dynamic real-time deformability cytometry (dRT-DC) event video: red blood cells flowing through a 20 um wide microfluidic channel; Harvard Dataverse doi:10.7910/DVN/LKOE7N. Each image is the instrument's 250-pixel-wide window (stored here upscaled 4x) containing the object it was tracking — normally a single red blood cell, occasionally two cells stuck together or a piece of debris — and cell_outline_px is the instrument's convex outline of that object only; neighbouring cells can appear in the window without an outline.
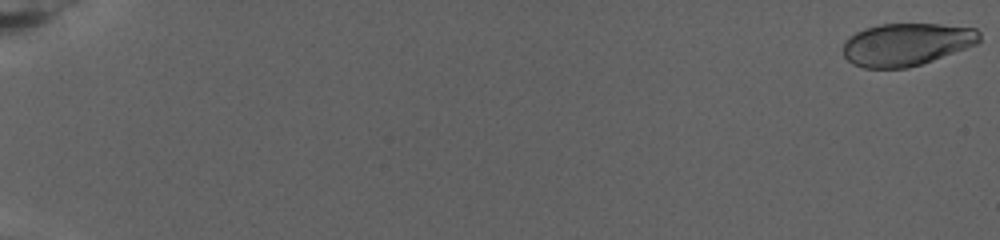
{"species": "human", "species_latin": "Homo sapiens", "temperature_condition": "warm", "stored_images_in_passage": 82, "camera_frame_rate_fps": 3000, "um_per_image_px": 0.085, "donor": {"sex": "female"}, "frame": {"image": 1, "passage_image": 1, "time_ms": 0.0, "image_size_px": [1000, 240], "cell_outline_px": [[980, 40], [976, 44], [932, 60], [908, 68], [864, 68], [852, 64], [844, 56], [844, 40], [848, 36], [864, 28], [880, 24], [940, 24], [976, 28], [980, 32]], "centroid_in_image_um": [77.02, 3.76], "position_along_channel_um": 8.0, "area_um2": 33.81}}
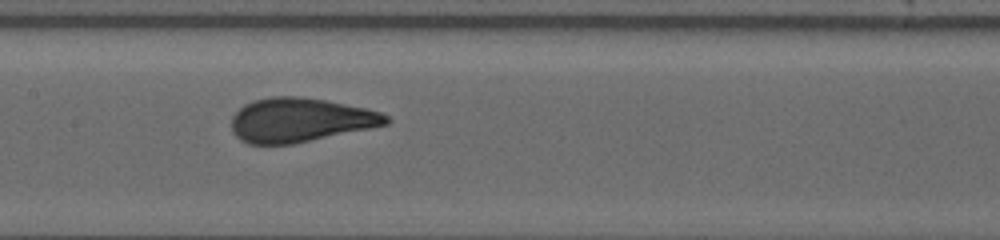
{"frame": {"image": 2, "passage_image": 45, "time_ms": 14.667, "image_size_px": [1000, 240], "cell_outline_px": [[392, 120], [388, 124], [292, 144], [248, 144], [240, 140], [232, 132], [232, 116], [244, 104], [252, 100], [272, 96], [296, 96], [324, 100], [364, 108], [380, 112], [388, 116]], "centroid_in_image_um": [25.47, 10.2], "position_along_channel_um": 181.9, "area_um2": 39.48}}
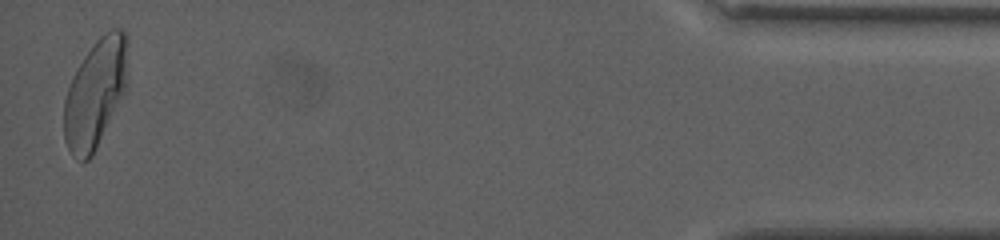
{"frame": {"image": 3, "passage_image": 81, "time_ms": 26.667, "image_size_px": [1000, 240], "cell_outline_px": [[128, 84], [92, 156], [84, 164], [80, 164], [72, 156], [64, 140], [64, 100], [72, 76], [84, 56], [96, 40], [100, 36], [112, 28], [120, 28], [128, 32]], "centroid_in_image_um": [8.12, 7.92], "position_along_channel_um": 427.1, "area_um2": 40.81}, "authors_computed_cell_mechanics": {"area_um2": 38.5526, "velocity_mm_per_s": 2.6544, "shape_relaxation_time_tau1_ms": 5.3064, "shape_relaxation_time_tau2_ms": null, "deformation_change_tau1": 0.2037, "deformation_change_tau2": null}}